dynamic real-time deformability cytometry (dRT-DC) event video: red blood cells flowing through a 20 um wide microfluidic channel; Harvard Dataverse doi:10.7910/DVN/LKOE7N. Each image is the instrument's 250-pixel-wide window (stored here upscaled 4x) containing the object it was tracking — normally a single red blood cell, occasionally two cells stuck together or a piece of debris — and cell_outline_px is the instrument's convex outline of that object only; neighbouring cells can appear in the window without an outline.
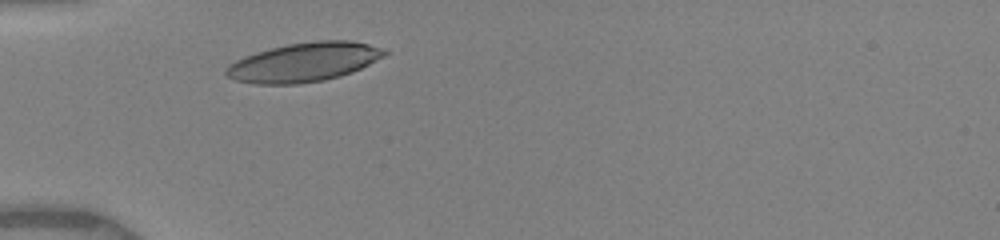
{"species": "human", "species_latin": "Homo sapiens", "temperature_condition": "warm", "stored_images_in_passage": 44, "camera_frame_rate_fps": 3000, "um_per_image_px": 0.085, "donor": {"sex": "female"}, "frame": {"image": 1, "passage_image": 1, "time_ms": 0.0, "image_size_px": [1000, 240], "cell_outline_px": [[388, 52], [384, 56], [352, 72], [340, 76], [324, 80], [296, 84], [256, 84], [236, 80], [228, 76], [224, 72], [228, 64], [244, 56], [256, 52], [288, 44], [316, 40], [352, 40], [368, 44], [380, 48]], "centroid_in_image_um": [25.81, 5.28], "position_along_channel_um": 59.2, "area_um2": 35.84}}
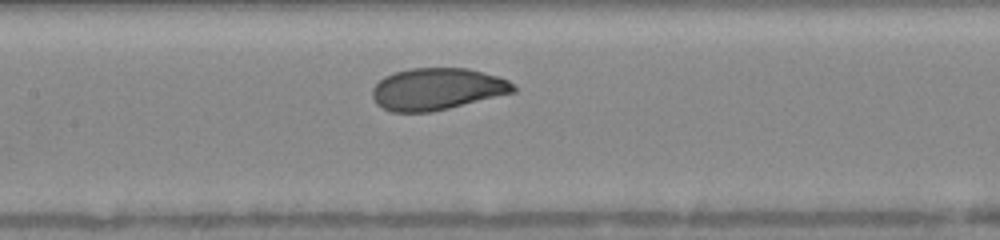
{"frame": {"image": 2, "passage_image": 19, "time_ms": 3.0, "image_size_px": [1000, 240], "cell_outline_px": [[516, 92], [432, 112], [392, 112], [376, 104], [372, 96], [372, 88], [384, 76], [396, 72], [412, 68], [468, 68], [484, 72], [508, 80], [516, 84]], "centroid_in_image_um": [37.17, 7.57], "position_along_channel_um": 170.2, "area_um2": 34.51}}
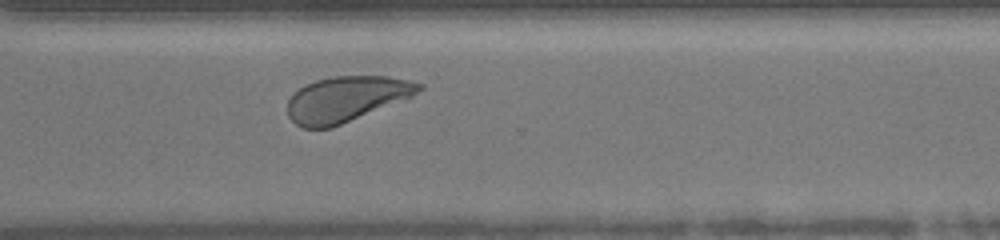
{"frame": {"image": 3, "passage_image": 36, "time_ms": 7.333, "image_size_px": [1000, 240], "cell_outline_px": [[424, 88], [412, 96], [332, 128], [304, 128], [296, 124], [288, 116], [288, 100], [292, 92], [304, 84], [316, 80], [336, 76], [388, 76], [408, 80], [424, 84]], "centroid_in_image_um": [29.4, 8.41], "position_along_channel_um": 341.2, "area_um2": 34.74}, "authors_computed_cell_mechanics": {"area_um2": 34.8534, "velocity_mm_per_s": 3.9642, "shape_relaxation_time_tau1_ms": 2.275, "shape_relaxation_time_tau2_ms": null, "deformation_change_tau1": 0.1184, "deformation_change_tau2": null}}